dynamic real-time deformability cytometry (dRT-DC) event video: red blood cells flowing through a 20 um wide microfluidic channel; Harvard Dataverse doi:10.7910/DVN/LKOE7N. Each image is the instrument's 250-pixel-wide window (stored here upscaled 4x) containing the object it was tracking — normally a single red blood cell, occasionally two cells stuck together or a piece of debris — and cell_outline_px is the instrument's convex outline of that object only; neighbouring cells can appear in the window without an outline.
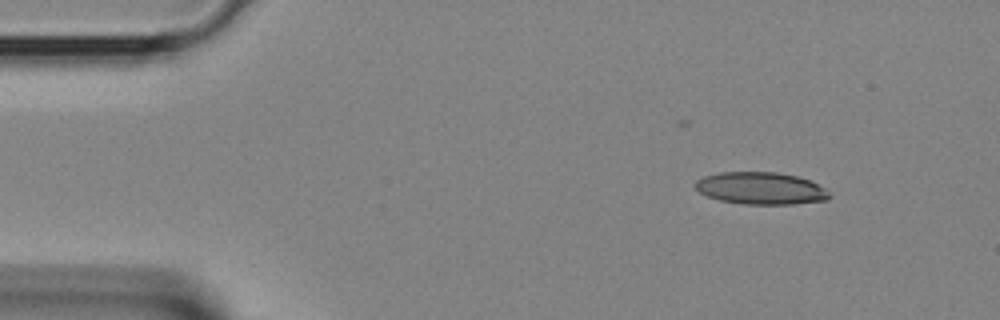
{"species": "Egyptian fruit bat (a non-hibernating species)", "species_latin": "Rousettus aegyptiacus", "temperature_condition": "room temperature", "stored_images_in_passage": 34, "camera_frame_rate_fps": 3000, "um_per_image_px": 0.085, "animal": {"sex": "female"}, "frame": {"image": 1, "passage_image": 1, "time_ms": 0.0, "image_size_px": [1000, 320], "cell_outline_px": [[832, 196], [828, 200], [796, 204], [744, 204], [720, 200], [708, 196], [700, 192], [692, 184], [696, 180], [704, 176], [720, 172], [776, 172], [796, 176], [808, 180], [824, 188]], "centroid_in_image_um": [64.66, 16.01], "position_along_channel_um": 20.3, "area_um2": 25.14}}
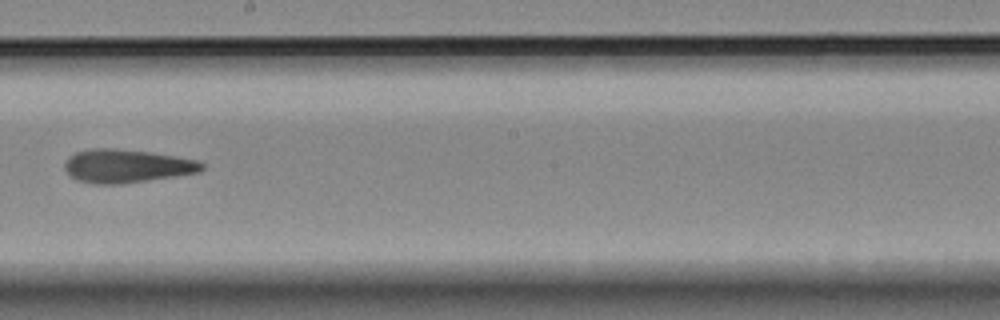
{"frame": {"image": 2, "passage_image": 18, "time_ms": 5.667, "image_size_px": [1000, 320], "cell_outline_px": [[204, 168], [200, 172], [176, 176], [120, 184], [100, 184], [76, 180], [64, 168], [64, 164], [68, 156], [76, 152], [92, 148], [116, 148], [148, 152], [200, 160], [204, 164]], "centroid_in_image_um": [10.78, 14.1], "position_along_channel_um": 237.4, "area_um2": 26.65}}
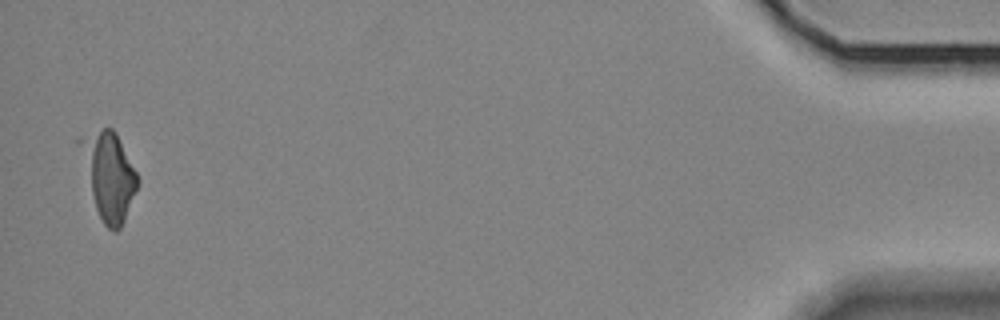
{"frame": {"image": 3, "passage_image": 34, "time_ms": 11.0, "image_size_px": [1000, 320], "cell_outline_px": [[140, 184], [124, 220], [120, 228], [116, 232], [112, 232], [104, 224], [96, 208], [76, 140], [80, 136], [104, 128], [112, 128], [116, 132], [140, 180]], "centroid_in_image_um": [9.25, 14.91], "position_along_channel_um": 425.9, "area_um2": 28.9}}